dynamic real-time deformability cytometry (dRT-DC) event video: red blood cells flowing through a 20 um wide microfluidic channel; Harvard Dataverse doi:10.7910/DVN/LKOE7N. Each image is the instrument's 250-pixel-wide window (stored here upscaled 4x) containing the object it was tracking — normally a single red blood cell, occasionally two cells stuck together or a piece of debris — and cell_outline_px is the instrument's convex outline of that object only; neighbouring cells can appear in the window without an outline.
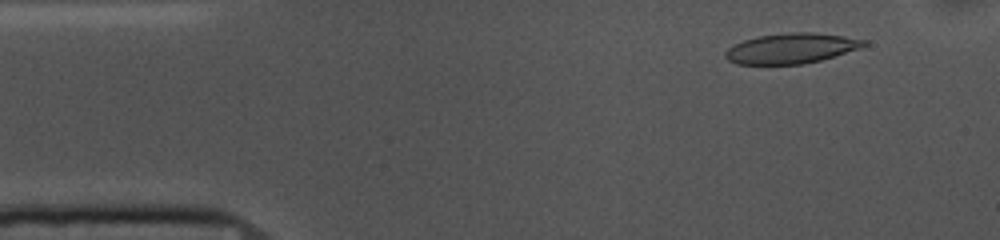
{"species": "common noctule bat (a hibernating species)", "species_latin": "Nyctalus noctula", "temperature_condition": "cold", "stored_images_in_passage": 53, "camera_frame_rate_fps": 3000, "um_per_image_px": 0.085, "animal": {"sex": "female", "body_mass_g": 10.0, "forearm_length_mm": 53.1}, "frame": {"image": 1, "passage_image": 5, "time_ms": 1.333, "image_size_px": [1000, 240], "cell_outline_px": [[868, 44], [860, 48], [820, 60], [804, 64], [736, 64], [728, 60], [724, 56], [724, 52], [728, 48], [744, 40], [756, 36], [792, 32], [816, 32], [844, 36], [868, 40]], "centroid_in_image_um": [67.26, 4.1], "position_along_channel_um": 17.7, "area_um2": 24.45}}
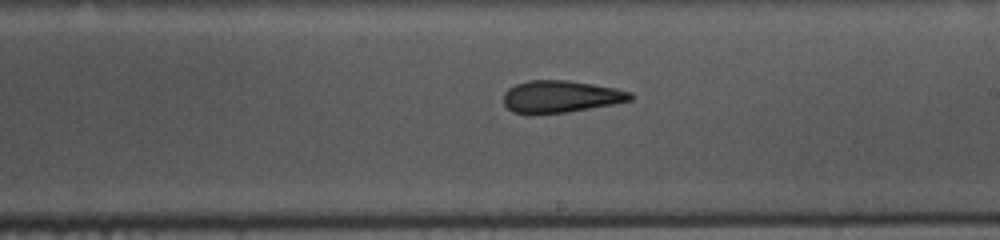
{"frame": {"image": 2, "passage_image": 29, "time_ms": 9.333, "image_size_px": [1000, 240], "cell_outline_px": [[636, 96], [632, 100], [612, 104], [568, 112], [532, 116], [528, 116], [512, 112], [504, 104], [504, 92], [508, 88], [516, 84], [528, 80], [568, 80], [616, 88], [632, 92]], "centroid_in_image_um": [47.63, 8.23], "position_along_channel_um": 241.4, "area_um2": 24.28}}
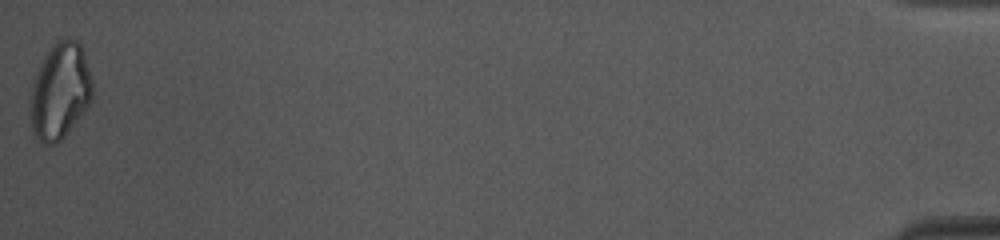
{"frame": {"image": 3, "passage_image": 53, "time_ms": 17.333, "image_size_px": [1000, 240], "cell_outline_px": [[92, 96], [88, 104], [64, 136], [56, 144], [44, 144], [32, 132], [32, 84], [44, 56], [48, 48], [56, 40], [68, 36], [76, 40], [80, 44], [84, 52], [92, 80]], "centroid_in_image_um": [5.11, 7.68], "position_along_channel_um": 430.1, "area_um2": 34.22}, "authors_computed_cell_mechanics": {"area_um2": 24.7384, "velocity_mm_per_s": 3.6675, "shape_relaxation_time_tau1_ms": 8.0429, "shape_relaxation_time_tau2_ms": 3.9477, "deformation_change_tau1": 0.1741, "deformation_change_tau2": 0.1336}}